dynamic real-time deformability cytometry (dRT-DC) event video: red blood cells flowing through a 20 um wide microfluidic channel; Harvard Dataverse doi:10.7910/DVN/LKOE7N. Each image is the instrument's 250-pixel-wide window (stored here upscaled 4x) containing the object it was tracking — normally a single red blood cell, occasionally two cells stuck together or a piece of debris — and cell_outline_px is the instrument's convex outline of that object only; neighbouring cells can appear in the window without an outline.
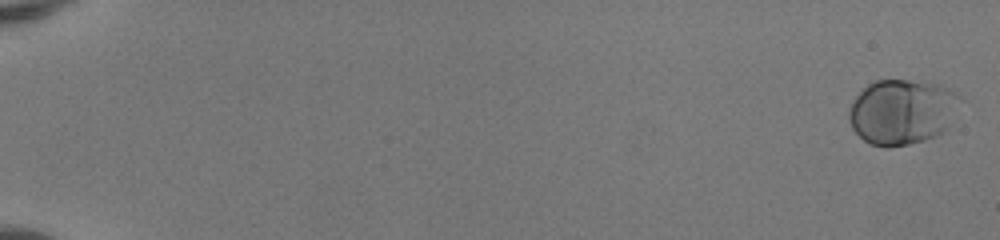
{"species": "human", "species_latin": "Homo sapiens", "temperature_condition": "room temperature", "stored_images_in_passage": 52, "camera_frame_rate_fps": 3000, "um_per_image_px": 0.085, "donor": {"sex": "female"}, "frame": {"image": 1, "passage_image": 1, "time_ms": 0.0, "image_size_px": [1000, 240], "cell_outline_px": [[960, 96], [948, 128], [936, 136], [924, 140], [908, 144], [888, 148], [872, 144], [864, 140], [852, 128], [848, 116], [848, 112], [856, 96], [872, 80], [908, 80], [940, 84], [948, 88]], "centroid_in_image_um": [76.65, 9.5], "position_along_channel_um": 8.3, "area_um2": 41.96}}
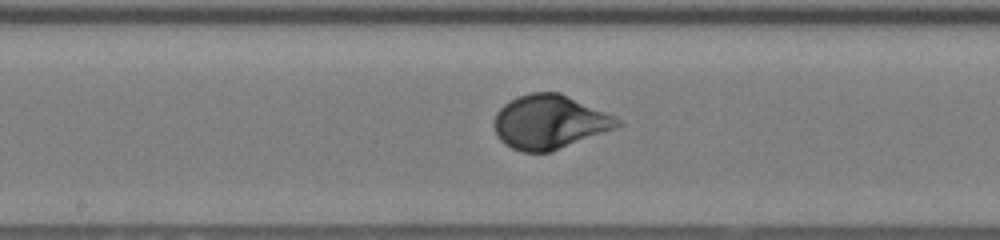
{"frame": {"image": 2, "passage_image": 30, "time_ms": 9.667, "image_size_px": [1000, 240], "cell_outline_px": [[624, 124], [616, 128], [552, 152], [520, 152], [504, 144], [500, 140], [492, 124], [496, 112], [504, 104], [520, 96], [532, 92], [560, 92], [616, 116]], "centroid_in_image_um": [46.72, 10.38], "position_along_channel_um": 201.5, "area_um2": 39.02}}
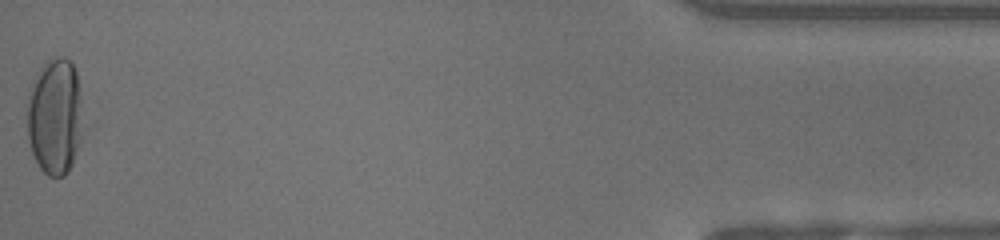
{"frame": {"image": 3, "passage_image": 52, "time_ms": 17.0, "image_size_px": [1000, 240], "cell_outline_px": [[92, 128], [68, 172], [64, 176], [48, 176], [40, 168], [32, 152], [28, 140], [28, 100], [32, 80], [36, 72], [48, 60], [56, 56], [64, 56], [72, 64], [76, 72], [92, 124]], "centroid_in_image_um": [4.85, 9.93], "position_along_channel_um": 430.4, "area_um2": 40.92}, "authors_computed_cell_mechanics": {"area_um2": 37.859, "velocity_mm_per_s": 4.1426, "shape_relaxation_time_tau1_ms": 3.3107, "shape_relaxation_time_tau2_ms": null, "deformation_change_tau1": 0.1683, "deformation_change_tau2": null}}